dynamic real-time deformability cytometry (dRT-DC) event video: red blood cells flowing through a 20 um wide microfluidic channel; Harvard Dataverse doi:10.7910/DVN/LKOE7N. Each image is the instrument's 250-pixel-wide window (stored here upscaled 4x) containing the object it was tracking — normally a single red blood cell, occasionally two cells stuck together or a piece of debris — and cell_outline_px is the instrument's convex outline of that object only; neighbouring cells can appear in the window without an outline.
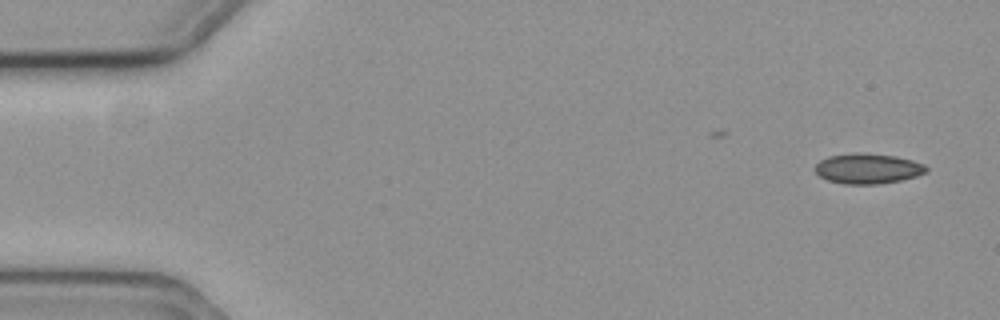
{"species": "common noctule bat (a hibernating species)", "species_latin": "Nyctalus noctula", "temperature_condition": "cold", "stored_images_in_passage": 2, "camera_frame_rate_fps": 3000, "um_per_image_px": 0.085, "animal": {"sex": "female", "body_mass_g": 19.3, "forearm_length_mm": 54.1}, "frame": {"image": 1, "passage_image": 2, "time_ms": 0.333, "image_size_px": [1000, 320], "cell_outline_px": [[928, 172], [916, 176], [900, 180], [876, 184], [844, 184], [828, 180], [820, 176], [816, 172], [816, 164], [820, 160], [828, 156], [852, 152], [864, 152], [896, 156], [912, 160], [924, 164], [928, 168]], "centroid_in_image_um": [73.77, 14.31], "position_along_channel_um": 11.2, "area_um2": 19.71}}